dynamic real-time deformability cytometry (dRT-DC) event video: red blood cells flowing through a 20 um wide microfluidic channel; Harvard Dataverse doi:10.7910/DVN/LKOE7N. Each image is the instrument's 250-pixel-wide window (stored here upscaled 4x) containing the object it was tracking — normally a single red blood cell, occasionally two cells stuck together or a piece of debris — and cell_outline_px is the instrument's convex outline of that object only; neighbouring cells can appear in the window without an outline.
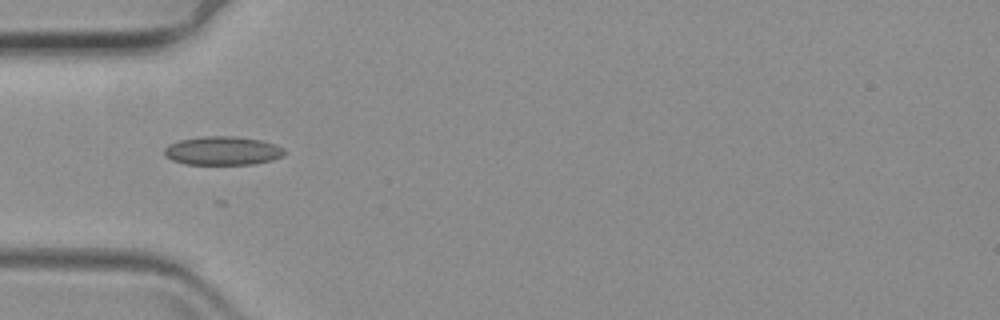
{"species": "common noctule bat (a hibernating species)", "species_latin": "Nyctalus noctula", "temperature_condition": "warm", "stored_images_in_passage": 20, "camera_frame_rate_fps": 3000, "um_per_image_px": 0.085, "animal": {"sex": "female", "body_mass_g": 19.3, "forearm_length_mm": 54.1}, "frame": {"image": 1, "passage_image": 1, "time_ms": 0.0, "image_size_px": [1000, 320], "cell_outline_px": [[284, 156], [272, 160], [252, 164], [184, 164], [172, 160], [164, 156], [164, 148], [168, 144], [180, 140], [204, 136], [236, 136], [260, 140], [276, 144], [284, 148]], "centroid_in_image_um": [18.91, 12.81], "position_along_channel_um": 66.1, "area_um2": 20.17}}
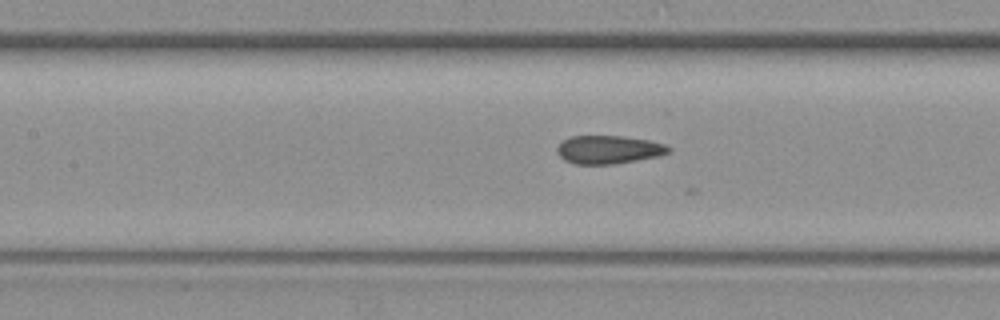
{"frame": {"image": 2, "passage_image": 9, "time_ms": 2.667, "image_size_px": [1000, 320], "cell_outline_px": [[672, 152], [656, 156], [616, 164], [576, 164], [564, 160], [556, 152], [556, 148], [564, 140], [572, 136], [620, 136], [648, 140], [664, 144], [672, 148]], "centroid_in_image_um": [51.73, 12.72], "position_along_channel_um": 155.7, "area_um2": 18.26}}
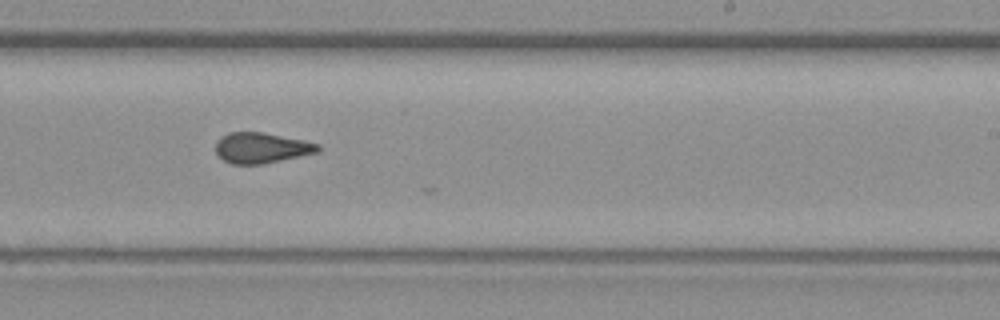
{"frame": {"image": 3, "passage_image": 19, "time_ms": 6.0, "image_size_px": [1000, 320], "cell_outline_px": [[320, 148], [316, 152], [264, 164], [232, 164], [224, 160], [216, 152], [216, 140], [220, 136], [228, 132], [264, 132], [304, 140], [320, 144]], "centroid_in_image_um": [22.19, 12.55], "position_along_channel_um": 266.8, "area_um2": 18.21}}